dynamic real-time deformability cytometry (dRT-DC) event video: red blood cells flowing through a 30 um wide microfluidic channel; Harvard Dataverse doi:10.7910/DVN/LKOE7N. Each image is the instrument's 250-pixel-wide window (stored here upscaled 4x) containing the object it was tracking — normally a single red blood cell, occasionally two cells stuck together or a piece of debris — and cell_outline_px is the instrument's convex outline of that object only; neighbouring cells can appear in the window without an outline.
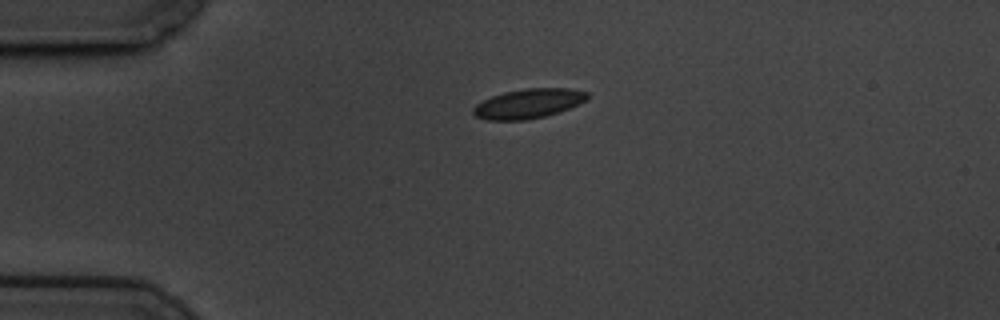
{"species": "common noctule bat (a hibernating species)", "species_latin": "Nyctalus noctula", "temperature_condition": "cold", "stored_images_in_passage": 11, "camera_frame_rate_fps": 3000, "um_per_image_px": 0.085, "animal": {"sex": "male", "body_mass_g": 19.5, "forearm_length_mm": 54.6}, "frame": {"image": 1, "passage_image": 11, "time_ms": 3.333, "image_size_px": [1000, 320], "cell_outline_px": [[588, 100], [560, 112], [544, 116], [524, 120], [488, 120], [476, 116], [472, 112], [472, 108], [476, 104], [492, 96], [504, 92], [524, 88], [572, 88], [588, 92]], "centroid_in_image_um": [44.94, 8.79], "position_along_channel_um": 40.1, "area_um2": 19.71}}